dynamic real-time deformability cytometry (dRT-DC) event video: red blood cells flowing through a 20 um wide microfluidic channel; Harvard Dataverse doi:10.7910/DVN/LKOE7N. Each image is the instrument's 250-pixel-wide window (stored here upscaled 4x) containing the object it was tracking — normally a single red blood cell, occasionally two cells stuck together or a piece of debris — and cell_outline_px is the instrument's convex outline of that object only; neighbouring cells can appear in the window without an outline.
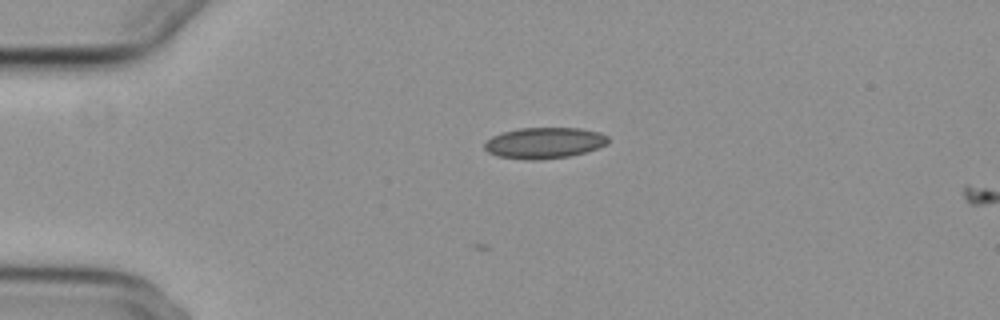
{"species": "common noctule bat (a hibernating species)", "species_latin": "Nyctalus noctula", "temperature_condition": "cold", "stored_images_in_passage": 2, "camera_frame_rate_fps": 3000, "um_per_image_px": 0.085, "animal": {"sex": "female", "body_mass_g": 29.2, "forearm_length_mm": 56.3}, "frame": {"image": 1, "passage_image": 2, "time_ms": 0.333, "image_size_px": [1000, 320], "cell_outline_px": [[608, 144], [584, 152], [568, 156], [540, 160], [524, 160], [496, 156], [488, 152], [484, 148], [484, 144], [492, 136], [504, 132], [520, 128], [580, 128], [600, 132], [608, 136]], "centroid_in_image_um": [46.26, 12.15], "position_along_channel_um": 38.7, "area_um2": 22.37}}